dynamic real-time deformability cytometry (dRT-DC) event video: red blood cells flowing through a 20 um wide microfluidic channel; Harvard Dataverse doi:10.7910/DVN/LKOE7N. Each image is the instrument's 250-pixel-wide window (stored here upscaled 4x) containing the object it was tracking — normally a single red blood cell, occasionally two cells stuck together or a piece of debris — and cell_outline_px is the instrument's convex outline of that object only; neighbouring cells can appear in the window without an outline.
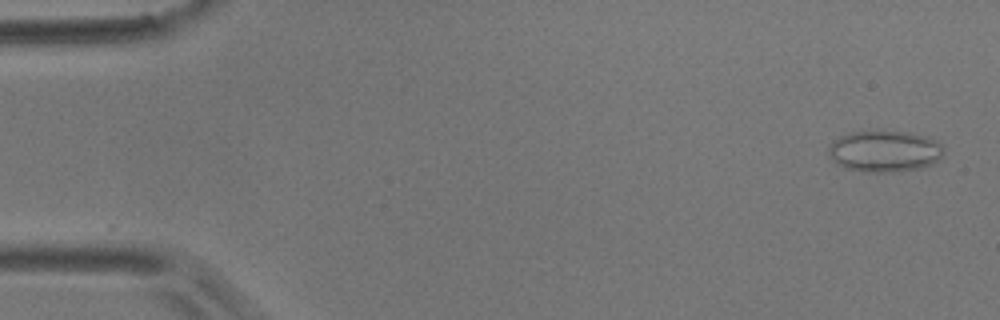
{"species": "common noctule bat (a hibernating species)", "species_latin": "Nyctalus noctula", "temperature_condition": "room temperature", "stored_images_in_passage": 56, "camera_frame_rate_fps": 3000, "um_per_image_px": 0.085, "animal": {"sex": "male", "body_mass_g": 17.9}, "frame": {"image": 1, "passage_image": 2, "time_ms": 0.333, "image_size_px": [1000, 320], "cell_outline_px": [[944, 152], [932, 164], [920, 168], [892, 172], [864, 172], [844, 168], [836, 164], [828, 152], [828, 148], [832, 140], [840, 136], [852, 132], [904, 132], [928, 136], [936, 140], [944, 148]], "centroid_in_image_um": [75.17, 12.87], "position_along_channel_um": 9.8, "area_um2": 27.69}}
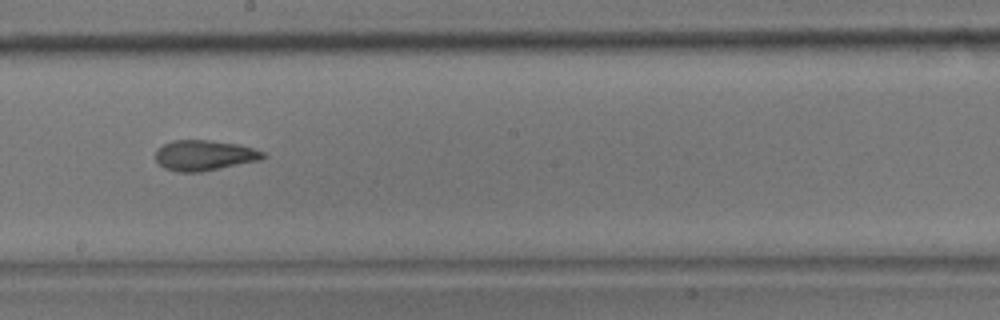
{"frame": {"image": 2, "passage_image": 31, "time_ms": 10.0, "image_size_px": [1000, 320], "cell_outline_px": [[268, 156], [260, 160], [200, 172], [180, 172], [164, 168], [156, 160], [156, 148], [172, 140], [208, 140], [240, 144], [264, 152]], "centroid_in_image_um": [17.37, 13.2], "position_along_channel_um": 230.8, "area_um2": 19.07}}
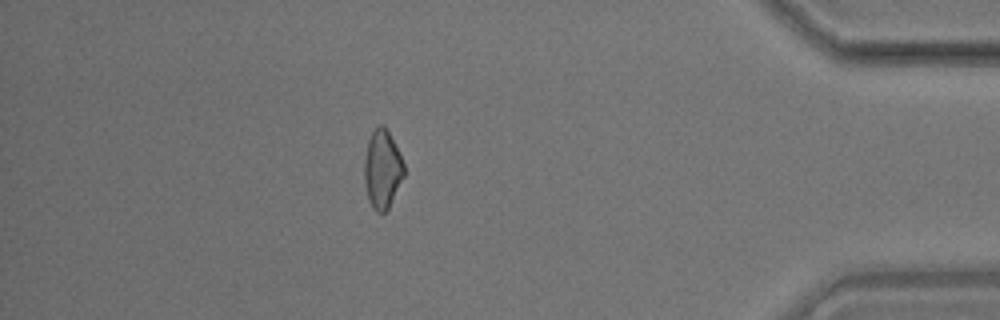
{"frame": {"image": 3, "passage_image": 49, "time_ms": 16.0, "image_size_px": [1000, 320], "cell_outline_px": [[404, 176], [388, 208], [384, 212], [376, 212], [372, 208], [368, 200], [364, 184], [364, 160], [368, 140], [372, 132], [380, 124], [384, 124], [400, 152], [404, 164]], "centroid_in_image_um": [32.49, 14.38], "position_along_channel_um": 402.7, "area_um2": 18.26}, "authors_computed_cell_mechanics": {"area_um2": 19.074, "velocity_mm_per_s": 3.5708, "shape_relaxation_time_tau1_ms": 10.2718, "shape_relaxation_time_tau2_ms": 2.5189, "deformation_change_tau1": 0.2034, "deformation_change_tau2": 0.0925}}